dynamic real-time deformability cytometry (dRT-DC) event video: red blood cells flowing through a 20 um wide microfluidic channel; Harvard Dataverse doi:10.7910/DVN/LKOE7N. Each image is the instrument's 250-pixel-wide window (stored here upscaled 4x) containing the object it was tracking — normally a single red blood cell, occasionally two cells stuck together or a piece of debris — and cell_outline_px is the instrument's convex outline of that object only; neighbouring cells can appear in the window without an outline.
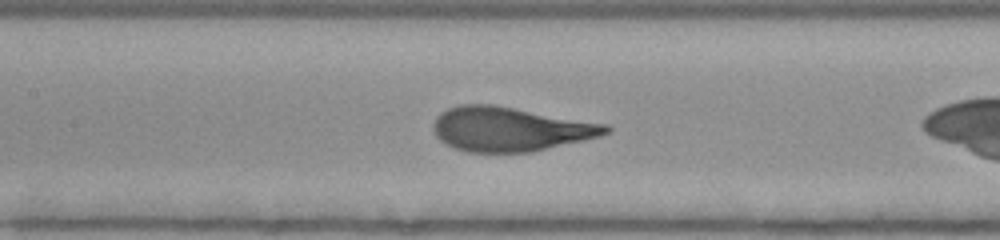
{"species": "human", "species_latin": "Homo sapiens", "temperature_condition": "room temperature", "stored_images_in_passage": 15, "camera_frame_rate_fps": 3000, "um_per_image_px": 0.085, "donor": {"sex": "female"}, "frame": {"image": 1, "passage_image": 7, "time_ms": 2.0, "image_size_px": [1000, 240], "cell_outline_px": [[612, 128], [608, 132], [600, 136], [584, 140], [532, 152], [468, 152], [452, 148], [440, 140], [436, 136], [432, 128], [432, 124], [436, 116], [440, 112], [448, 108], [460, 104], [492, 104], [608, 124]], "centroid_in_image_um": [43.32, 10.97], "position_along_channel_um": 164.1, "area_um2": 44.68}}